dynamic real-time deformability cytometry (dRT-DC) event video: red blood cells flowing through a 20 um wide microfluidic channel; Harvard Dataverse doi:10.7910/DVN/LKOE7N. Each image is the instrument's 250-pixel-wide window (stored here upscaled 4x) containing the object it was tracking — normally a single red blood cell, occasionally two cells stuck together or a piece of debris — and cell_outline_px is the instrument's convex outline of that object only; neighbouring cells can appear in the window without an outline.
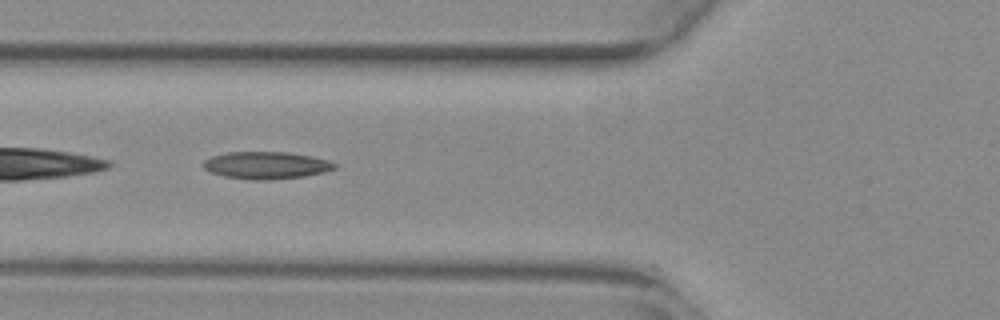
{"species": "common noctule bat (a hibernating species)", "species_latin": "Nyctalus noctula", "temperature_condition": "warm", "stored_images_in_passage": 36, "camera_frame_rate_fps": 3000, "um_per_image_px": 0.085, "animal": {"sex": "female", "body_mass_g": 29.2, "forearm_length_mm": 56.3}, "frame": {"image": 1, "passage_image": 4, "time_ms": 1.0, "image_size_px": [1000, 320], "cell_outline_px": [[336, 168], [324, 172], [304, 176], [268, 180], [248, 180], [224, 176], [212, 172], [204, 168], [204, 160], [212, 156], [228, 152], [288, 152], [312, 156], [328, 160], [336, 164]], "centroid_in_image_um": [22.64, 14.05], "position_along_channel_um": 103.2, "area_um2": 20.81}}
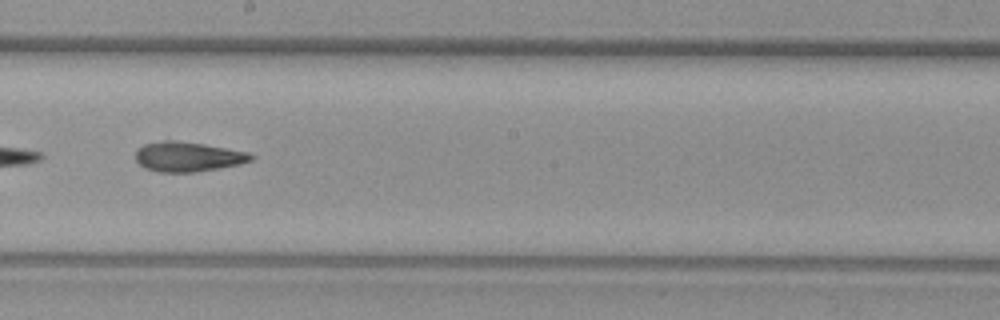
{"frame": {"image": 2, "passage_image": 14, "time_ms": 4.333, "image_size_px": [1000, 320], "cell_outline_px": [[256, 156], [252, 160], [240, 164], [196, 172], [160, 172], [144, 168], [136, 160], [136, 148], [144, 144], [164, 140], [176, 140], [204, 144], [248, 152]], "centroid_in_image_um": [15.96, 13.31], "position_along_channel_um": 232.2, "area_um2": 20.11}}
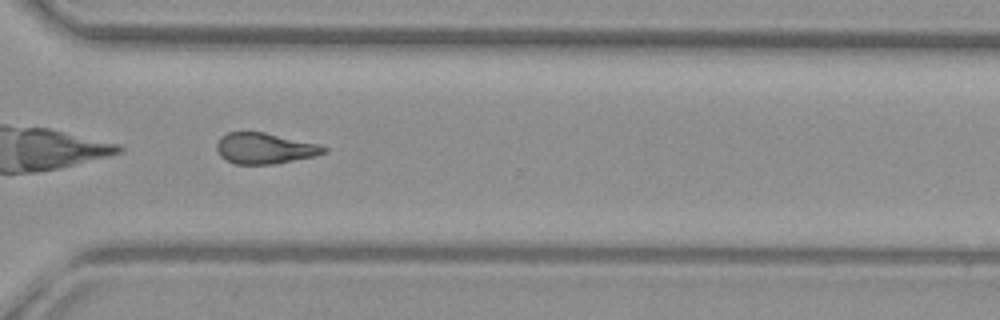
{"frame": {"image": 3, "passage_image": 23, "time_ms": 7.333, "image_size_px": [1000, 320], "cell_outline_px": [[328, 152], [316, 156], [276, 164], [236, 164], [220, 156], [216, 148], [216, 144], [220, 136], [228, 132], [264, 132], [320, 144], [328, 148]], "centroid_in_image_um": [22.54, 12.61], "position_along_channel_um": 348.1, "area_um2": 19.48}, "authors_computed_cell_mechanics": {"area_um2": 20.1144, "velocity_mm_per_s": 3.8657, "shape_relaxation_time_tau1_ms": null, "shape_relaxation_time_tau2_ms": 4.3725, "deformation_change_tau1": null, "deformation_change_tau2": 0.1408}}